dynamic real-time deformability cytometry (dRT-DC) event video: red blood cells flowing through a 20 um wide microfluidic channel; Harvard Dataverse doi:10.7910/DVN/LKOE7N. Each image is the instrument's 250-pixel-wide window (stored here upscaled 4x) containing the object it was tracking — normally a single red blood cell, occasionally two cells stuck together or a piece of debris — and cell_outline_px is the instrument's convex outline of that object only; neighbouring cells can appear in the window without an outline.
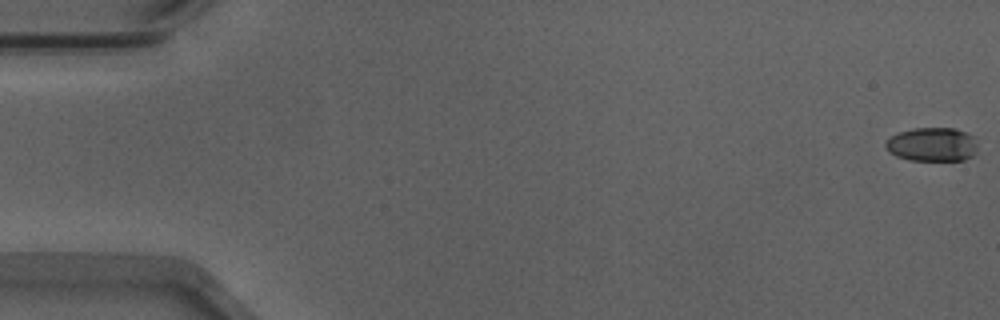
{"species": "Egyptian fruit bat (a non-hibernating species)", "species_latin": "Rousettus aegyptiacus", "temperature_condition": "warm", "stored_images_in_passage": 32, "camera_frame_rate_fps": 3000, "um_per_image_px": 0.085, "animal": {"sex": "male"}, "frame": {"image": 1, "passage_image": 1, "time_ms": 0.0, "image_size_px": [1000, 320], "cell_outline_px": [[976, 152], [972, 156], [964, 160], [908, 160], [896, 156], [888, 152], [884, 144], [896, 132], [912, 128], [952, 128], [964, 132], [972, 136], [976, 144]], "centroid_in_image_um": [79.19, 12.28], "position_along_channel_um": 5.8, "area_um2": 18.15}}
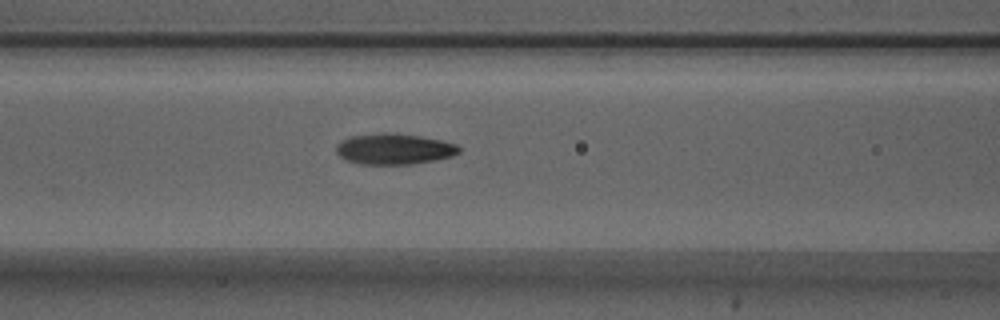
{"frame": {"image": 2, "passage_image": 23, "time_ms": 7.333, "image_size_px": [1000, 320], "cell_outline_px": [[460, 152], [452, 156], [436, 160], [412, 164], [360, 164], [348, 160], [340, 156], [336, 152], [336, 144], [340, 140], [352, 136], [384, 132], [392, 132], [420, 136], [440, 140], [456, 144], [460, 148]], "centroid_in_image_um": [33.49, 12.65], "position_along_channel_um": 133.1, "area_um2": 22.14}}
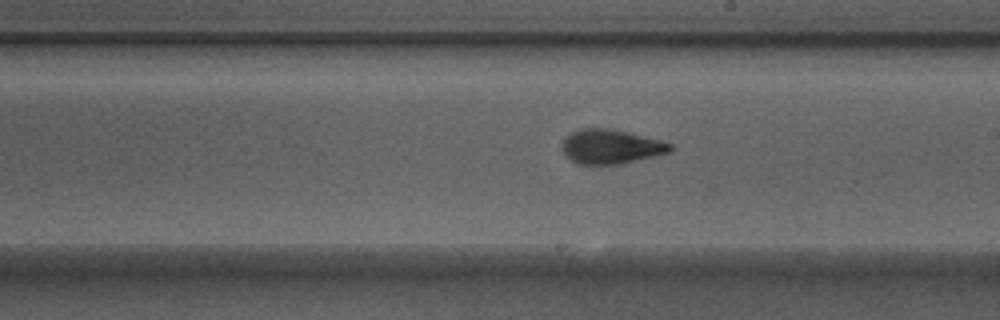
{"frame": {"image": 3, "passage_image": 31, "time_ms": 10.0, "image_size_px": [1000, 320], "cell_outline_px": [[672, 148], [668, 152], [620, 164], [576, 164], [560, 148], [560, 144], [572, 132], [580, 128], [608, 128], [628, 132], [660, 140], [672, 144]], "centroid_in_image_um": [51.88, 12.45], "position_along_channel_um": 237.1, "area_um2": 21.39}}